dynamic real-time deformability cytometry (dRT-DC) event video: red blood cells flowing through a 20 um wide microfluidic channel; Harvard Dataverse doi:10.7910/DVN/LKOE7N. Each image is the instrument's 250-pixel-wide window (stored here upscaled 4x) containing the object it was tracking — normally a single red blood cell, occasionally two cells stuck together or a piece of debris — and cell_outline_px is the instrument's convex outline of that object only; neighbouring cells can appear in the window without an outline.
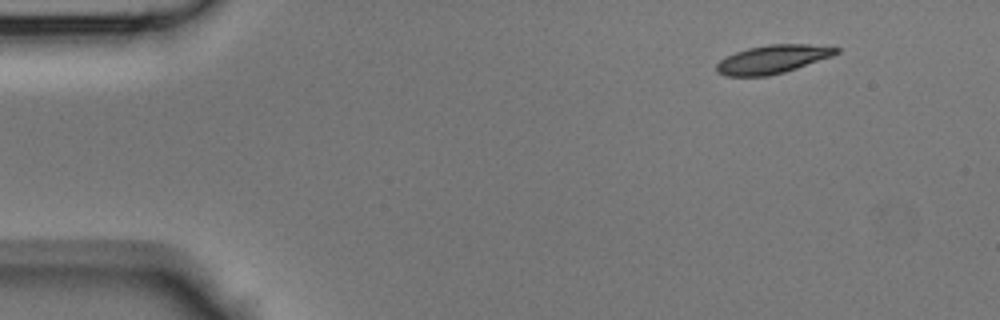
{"species": "Egyptian fruit bat (a non-hibernating species)", "species_latin": "Rousettus aegyptiacus", "temperature_condition": "room temperature", "stored_images_in_passage": 40, "camera_frame_rate_fps": 3000, "um_per_image_px": 0.085, "animal": {"sex": "male"}, "frame": {"image": 1, "passage_image": 1, "time_ms": 0.0, "image_size_px": [1000, 320], "cell_outline_px": [[840, 52], [832, 56], [784, 72], [768, 76], [724, 76], [716, 72], [716, 64], [720, 60], [736, 52], [748, 48], [768, 44], [808, 44], [840, 48]], "centroid_in_image_um": [65.65, 5.04], "position_along_channel_um": 19.3, "area_um2": 19.71}}
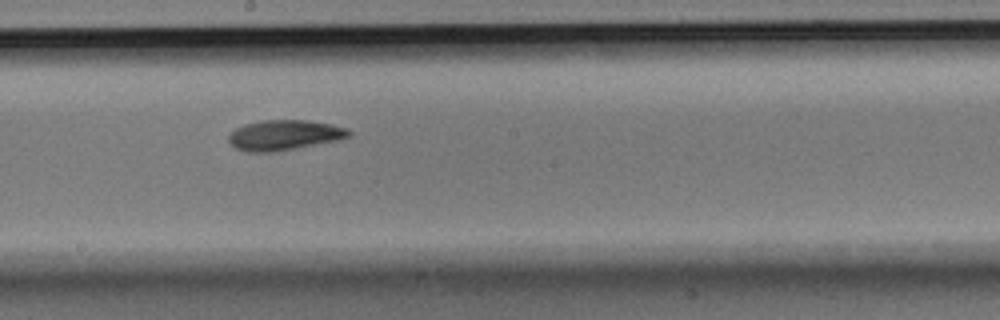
{"frame": {"image": 2, "passage_image": 20, "time_ms": 6.333, "image_size_px": [1000, 320], "cell_outline_px": [[352, 136], [340, 140], [272, 152], [248, 152], [236, 148], [228, 140], [228, 136], [236, 128], [244, 124], [264, 120], [304, 120], [332, 124], [348, 128], [352, 132]], "centroid_in_image_um": [24.21, 11.48], "position_along_channel_um": 224.0, "area_um2": 21.15}}
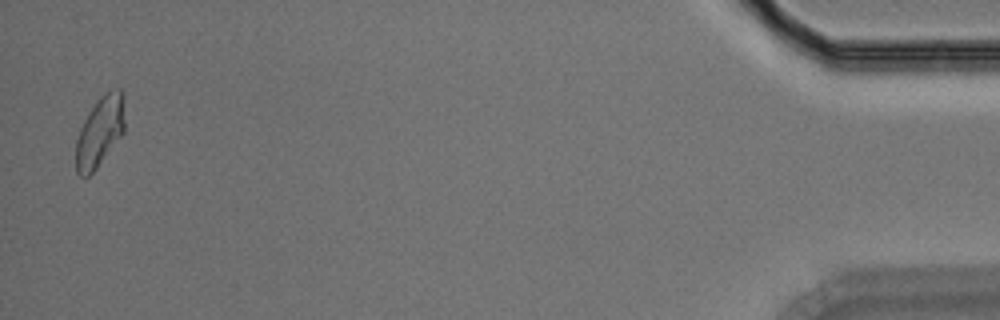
{"frame": {"image": 3, "passage_image": 39, "time_ms": 12.667, "image_size_px": [1000, 320], "cell_outline_px": [[124, 132], [96, 168], [88, 176], [80, 176], [76, 172], [76, 140], [80, 128], [88, 112], [100, 96], [112, 88], [120, 88], [124, 92]], "centroid_in_image_um": [8.5, 11.14], "position_along_channel_um": 426.7, "area_um2": 20.0}}